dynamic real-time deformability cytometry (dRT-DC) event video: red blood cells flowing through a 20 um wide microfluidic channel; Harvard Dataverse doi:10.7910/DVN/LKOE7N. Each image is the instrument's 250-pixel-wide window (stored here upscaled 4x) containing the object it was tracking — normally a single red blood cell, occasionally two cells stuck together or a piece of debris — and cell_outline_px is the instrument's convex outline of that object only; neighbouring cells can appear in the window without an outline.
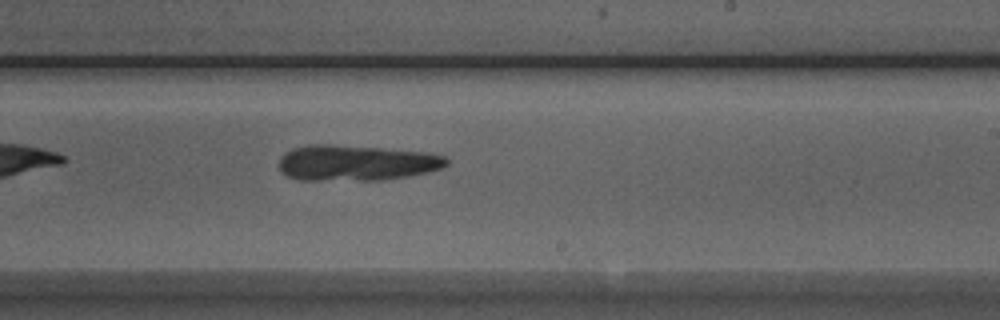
{"species": "Egyptian fruit bat (a non-hibernating species)", "species_latin": "Rousettus aegyptiacus", "temperature_condition": "room temperature", "stored_images_in_passage": 37, "camera_frame_rate_fps": 3000, "um_per_image_px": 0.085, "animal": {"sex": "male"}, "frame": {"image": 1, "passage_image": 16, "time_ms": 5.0, "image_size_px": [1000, 320], "cell_outline_px": [[448, 164], [440, 168], [408, 176], [380, 180], [300, 180], [288, 176], [280, 172], [280, 156], [284, 152], [292, 148], [308, 144], [332, 144], [428, 152], [444, 156], [448, 160]], "centroid_in_image_um": [30.22, 13.83], "position_along_channel_um": 258.8, "area_um2": 34.91}}
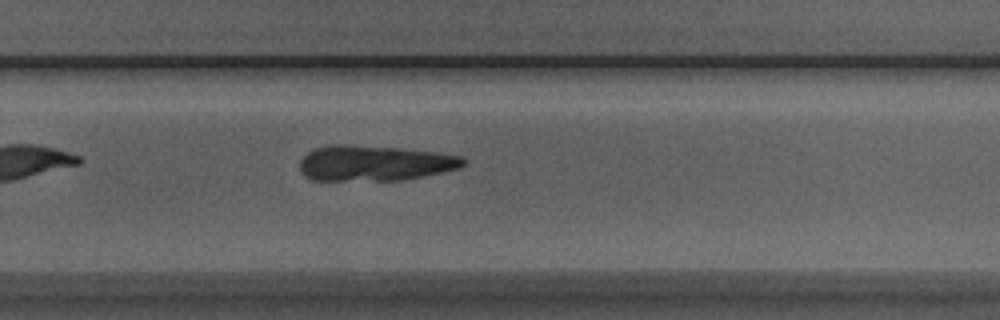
{"frame": {"image": 2, "passage_image": 19, "time_ms": 6.0, "image_size_px": [1000, 320], "cell_outline_px": [[468, 160], [460, 168], [444, 172], [404, 180], [312, 180], [304, 176], [300, 172], [300, 160], [308, 152], [316, 148], [332, 144], [348, 144], [400, 148], [432, 152], [460, 156]], "centroid_in_image_um": [31.82, 13.87], "position_along_channel_um": 298.0, "area_um2": 33.93}}
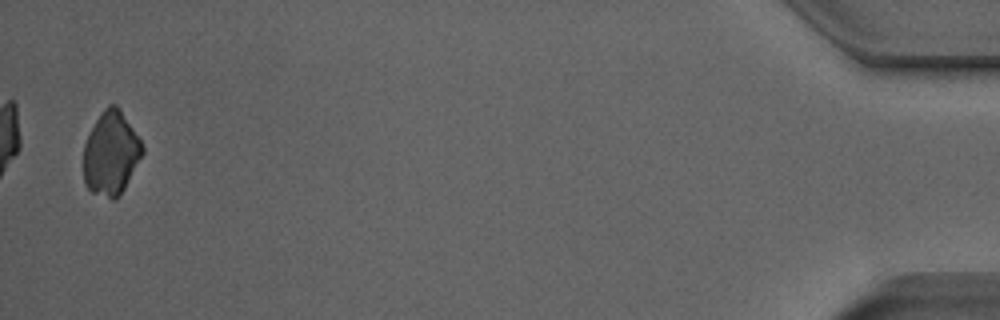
{"frame": {"image": 3, "passage_image": 36, "time_ms": 11.667, "image_size_px": [1000, 320], "cell_outline_px": [[144, 152], [120, 196], [112, 200], [92, 192], [84, 184], [84, 144], [96, 120], [104, 108], [108, 104], [116, 104], [120, 108], [140, 140], [144, 148]], "centroid_in_image_um": [9.43, 13.04], "position_along_channel_um": 425.8, "area_um2": 28.55}}